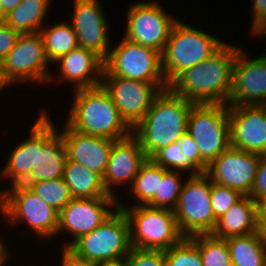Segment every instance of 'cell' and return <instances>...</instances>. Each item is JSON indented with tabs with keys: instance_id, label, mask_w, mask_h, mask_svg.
<instances>
[{
	"instance_id": "cell-1",
	"label": "cell",
	"mask_w": 266,
	"mask_h": 266,
	"mask_svg": "<svg viewBox=\"0 0 266 266\" xmlns=\"http://www.w3.org/2000/svg\"><path fill=\"white\" fill-rule=\"evenodd\" d=\"M224 43L208 59L187 69L169 87L194 104L227 103L239 48Z\"/></svg>"
},
{
	"instance_id": "cell-2",
	"label": "cell",
	"mask_w": 266,
	"mask_h": 266,
	"mask_svg": "<svg viewBox=\"0 0 266 266\" xmlns=\"http://www.w3.org/2000/svg\"><path fill=\"white\" fill-rule=\"evenodd\" d=\"M193 104L178 96L170 87L155 98L151 108L132 129L147 158H151L162 147L177 142L187 131Z\"/></svg>"
},
{
	"instance_id": "cell-3",
	"label": "cell",
	"mask_w": 266,
	"mask_h": 266,
	"mask_svg": "<svg viewBox=\"0 0 266 266\" xmlns=\"http://www.w3.org/2000/svg\"><path fill=\"white\" fill-rule=\"evenodd\" d=\"M66 124L73 130L112 140H121L132 134V128L121 117L109 93L102 85L77 89Z\"/></svg>"
},
{
	"instance_id": "cell-4",
	"label": "cell",
	"mask_w": 266,
	"mask_h": 266,
	"mask_svg": "<svg viewBox=\"0 0 266 266\" xmlns=\"http://www.w3.org/2000/svg\"><path fill=\"white\" fill-rule=\"evenodd\" d=\"M224 43L208 32L177 20L161 54L167 85L170 86L187 69L208 59Z\"/></svg>"
},
{
	"instance_id": "cell-5",
	"label": "cell",
	"mask_w": 266,
	"mask_h": 266,
	"mask_svg": "<svg viewBox=\"0 0 266 266\" xmlns=\"http://www.w3.org/2000/svg\"><path fill=\"white\" fill-rule=\"evenodd\" d=\"M120 201L118 207L129 221L132 248L164 251L184 238L173 210L137 204L130 208Z\"/></svg>"
},
{
	"instance_id": "cell-6",
	"label": "cell",
	"mask_w": 266,
	"mask_h": 266,
	"mask_svg": "<svg viewBox=\"0 0 266 266\" xmlns=\"http://www.w3.org/2000/svg\"><path fill=\"white\" fill-rule=\"evenodd\" d=\"M93 231L82 235L69 249L92 263L126 257L130 251V225L127 215L117 207Z\"/></svg>"
},
{
	"instance_id": "cell-7",
	"label": "cell",
	"mask_w": 266,
	"mask_h": 266,
	"mask_svg": "<svg viewBox=\"0 0 266 266\" xmlns=\"http://www.w3.org/2000/svg\"><path fill=\"white\" fill-rule=\"evenodd\" d=\"M227 103L193 104L187 132L198 144L200 158L209 165L230 147V124Z\"/></svg>"
},
{
	"instance_id": "cell-8",
	"label": "cell",
	"mask_w": 266,
	"mask_h": 266,
	"mask_svg": "<svg viewBox=\"0 0 266 266\" xmlns=\"http://www.w3.org/2000/svg\"><path fill=\"white\" fill-rule=\"evenodd\" d=\"M211 179L205 174L189 176L181 189L174 214L184 237L211 234L217 220L211 207Z\"/></svg>"
},
{
	"instance_id": "cell-9",
	"label": "cell",
	"mask_w": 266,
	"mask_h": 266,
	"mask_svg": "<svg viewBox=\"0 0 266 266\" xmlns=\"http://www.w3.org/2000/svg\"><path fill=\"white\" fill-rule=\"evenodd\" d=\"M102 76H120L153 84H167L162 71L161 53L125 37L111 48L104 60Z\"/></svg>"
},
{
	"instance_id": "cell-10",
	"label": "cell",
	"mask_w": 266,
	"mask_h": 266,
	"mask_svg": "<svg viewBox=\"0 0 266 266\" xmlns=\"http://www.w3.org/2000/svg\"><path fill=\"white\" fill-rule=\"evenodd\" d=\"M124 37L163 53L171 29L178 19L167 15L158 1H138L129 7Z\"/></svg>"
},
{
	"instance_id": "cell-11",
	"label": "cell",
	"mask_w": 266,
	"mask_h": 266,
	"mask_svg": "<svg viewBox=\"0 0 266 266\" xmlns=\"http://www.w3.org/2000/svg\"><path fill=\"white\" fill-rule=\"evenodd\" d=\"M3 64L5 73L13 84L20 81L49 83L51 80H57L48 71L50 62L46 57L43 38L39 32L20 34Z\"/></svg>"
},
{
	"instance_id": "cell-12",
	"label": "cell",
	"mask_w": 266,
	"mask_h": 266,
	"mask_svg": "<svg viewBox=\"0 0 266 266\" xmlns=\"http://www.w3.org/2000/svg\"><path fill=\"white\" fill-rule=\"evenodd\" d=\"M101 85L132 129L145 116L161 91L169 88L167 84L147 83L120 76H102Z\"/></svg>"
},
{
	"instance_id": "cell-13",
	"label": "cell",
	"mask_w": 266,
	"mask_h": 266,
	"mask_svg": "<svg viewBox=\"0 0 266 266\" xmlns=\"http://www.w3.org/2000/svg\"><path fill=\"white\" fill-rule=\"evenodd\" d=\"M7 189V221L25 222L42 238L56 236L59 212L34 194L26 185L15 184Z\"/></svg>"
},
{
	"instance_id": "cell-14",
	"label": "cell",
	"mask_w": 266,
	"mask_h": 266,
	"mask_svg": "<svg viewBox=\"0 0 266 266\" xmlns=\"http://www.w3.org/2000/svg\"><path fill=\"white\" fill-rule=\"evenodd\" d=\"M38 117L35 168L23 182L59 179L64 175L67 152L63 135L46 112H41Z\"/></svg>"
},
{
	"instance_id": "cell-15",
	"label": "cell",
	"mask_w": 266,
	"mask_h": 266,
	"mask_svg": "<svg viewBox=\"0 0 266 266\" xmlns=\"http://www.w3.org/2000/svg\"><path fill=\"white\" fill-rule=\"evenodd\" d=\"M261 155L229 147L214 159L205 174L212 182L250 196Z\"/></svg>"
},
{
	"instance_id": "cell-16",
	"label": "cell",
	"mask_w": 266,
	"mask_h": 266,
	"mask_svg": "<svg viewBox=\"0 0 266 266\" xmlns=\"http://www.w3.org/2000/svg\"><path fill=\"white\" fill-rule=\"evenodd\" d=\"M118 207L116 197L73 198L58 216V231L70 232L72 242L66 243L64 248H69L77 239L97 228L114 211L109 208ZM109 207V208H108Z\"/></svg>"
},
{
	"instance_id": "cell-17",
	"label": "cell",
	"mask_w": 266,
	"mask_h": 266,
	"mask_svg": "<svg viewBox=\"0 0 266 266\" xmlns=\"http://www.w3.org/2000/svg\"><path fill=\"white\" fill-rule=\"evenodd\" d=\"M244 52L237 51L227 105H266V57L248 59Z\"/></svg>"
},
{
	"instance_id": "cell-18",
	"label": "cell",
	"mask_w": 266,
	"mask_h": 266,
	"mask_svg": "<svg viewBox=\"0 0 266 266\" xmlns=\"http://www.w3.org/2000/svg\"><path fill=\"white\" fill-rule=\"evenodd\" d=\"M230 147L266 155V105L228 107Z\"/></svg>"
},
{
	"instance_id": "cell-19",
	"label": "cell",
	"mask_w": 266,
	"mask_h": 266,
	"mask_svg": "<svg viewBox=\"0 0 266 266\" xmlns=\"http://www.w3.org/2000/svg\"><path fill=\"white\" fill-rule=\"evenodd\" d=\"M73 29L78 45L98 54L105 60L111 48L109 25L98 0H73ZM102 9V10H101Z\"/></svg>"
},
{
	"instance_id": "cell-20",
	"label": "cell",
	"mask_w": 266,
	"mask_h": 266,
	"mask_svg": "<svg viewBox=\"0 0 266 266\" xmlns=\"http://www.w3.org/2000/svg\"><path fill=\"white\" fill-rule=\"evenodd\" d=\"M147 156L142 150L139 140L131 134L130 136L116 140L111 148L107 167L102 176L103 185L107 193L113 197L114 185H124L127 182L131 185L141 165L146 161Z\"/></svg>"
},
{
	"instance_id": "cell-21",
	"label": "cell",
	"mask_w": 266,
	"mask_h": 266,
	"mask_svg": "<svg viewBox=\"0 0 266 266\" xmlns=\"http://www.w3.org/2000/svg\"><path fill=\"white\" fill-rule=\"evenodd\" d=\"M61 132L66 145L67 158L103 176L115 140L82 134L67 124Z\"/></svg>"
},
{
	"instance_id": "cell-22",
	"label": "cell",
	"mask_w": 266,
	"mask_h": 266,
	"mask_svg": "<svg viewBox=\"0 0 266 266\" xmlns=\"http://www.w3.org/2000/svg\"><path fill=\"white\" fill-rule=\"evenodd\" d=\"M55 62L60 63L57 79L75 84L74 90L101 85L104 60L94 51L78 46Z\"/></svg>"
},
{
	"instance_id": "cell-23",
	"label": "cell",
	"mask_w": 266,
	"mask_h": 266,
	"mask_svg": "<svg viewBox=\"0 0 266 266\" xmlns=\"http://www.w3.org/2000/svg\"><path fill=\"white\" fill-rule=\"evenodd\" d=\"M259 230L258 203L250 196H243L220 219L213 236L226 239L248 235Z\"/></svg>"
},
{
	"instance_id": "cell-24",
	"label": "cell",
	"mask_w": 266,
	"mask_h": 266,
	"mask_svg": "<svg viewBox=\"0 0 266 266\" xmlns=\"http://www.w3.org/2000/svg\"><path fill=\"white\" fill-rule=\"evenodd\" d=\"M63 179L69 187L72 198L113 197L107 193L100 174L68 158Z\"/></svg>"
},
{
	"instance_id": "cell-25",
	"label": "cell",
	"mask_w": 266,
	"mask_h": 266,
	"mask_svg": "<svg viewBox=\"0 0 266 266\" xmlns=\"http://www.w3.org/2000/svg\"><path fill=\"white\" fill-rule=\"evenodd\" d=\"M36 148L37 121L30 131V137L15 146L0 176L11 178L12 185L21 184L30 175L32 168H35Z\"/></svg>"
},
{
	"instance_id": "cell-26",
	"label": "cell",
	"mask_w": 266,
	"mask_h": 266,
	"mask_svg": "<svg viewBox=\"0 0 266 266\" xmlns=\"http://www.w3.org/2000/svg\"><path fill=\"white\" fill-rule=\"evenodd\" d=\"M51 0H22L11 10L5 23L20 34L37 33L41 30Z\"/></svg>"
},
{
	"instance_id": "cell-27",
	"label": "cell",
	"mask_w": 266,
	"mask_h": 266,
	"mask_svg": "<svg viewBox=\"0 0 266 266\" xmlns=\"http://www.w3.org/2000/svg\"><path fill=\"white\" fill-rule=\"evenodd\" d=\"M233 266H263L266 251L258 232L226 238Z\"/></svg>"
},
{
	"instance_id": "cell-28",
	"label": "cell",
	"mask_w": 266,
	"mask_h": 266,
	"mask_svg": "<svg viewBox=\"0 0 266 266\" xmlns=\"http://www.w3.org/2000/svg\"><path fill=\"white\" fill-rule=\"evenodd\" d=\"M39 33L43 38L44 50L50 63H54L79 46L73 27L67 22H58L47 28L42 26Z\"/></svg>"
},
{
	"instance_id": "cell-29",
	"label": "cell",
	"mask_w": 266,
	"mask_h": 266,
	"mask_svg": "<svg viewBox=\"0 0 266 266\" xmlns=\"http://www.w3.org/2000/svg\"><path fill=\"white\" fill-rule=\"evenodd\" d=\"M168 170L147 158L134 178L131 188L137 199V205H146L158 191L159 180Z\"/></svg>"
},
{
	"instance_id": "cell-30",
	"label": "cell",
	"mask_w": 266,
	"mask_h": 266,
	"mask_svg": "<svg viewBox=\"0 0 266 266\" xmlns=\"http://www.w3.org/2000/svg\"><path fill=\"white\" fill-rule=\"evenodd\" d=\"M189 238L198 246L203 266H233L225 239L212 234H198Z\"/></svg>"
},
{
	"instance_id": "cell-31",
	"label": "cell",
	"mask_w": 266,
	"mask_h": 266,
	"mask_svg": "<svg viewBox=\"0 0 266 266\" xmlns=\"http://www.w3.org/2000/svg\"><path fill=\"white\" fill-rule=\"evenodd\" d=\"M44 202L60 212L73 198L63 177L47 181L22 182Z\"/></svg>"
},
{
	"instance_id": "cell-32",
	"label": "cell",
	"mask_w": 266,
	"mask_h": 266,
	"mask_svg": "<svg viewBox=\"0 0 266 266\" xmlns=\"http://www.w3.org/2000/svg\"><path fill=\"white\" fill-rule=\"evenodd\" d=\"M180 171L168 170L159 180L158 191L155 196L146 204L155 208H165L174 210L183 186L182 179L179 176Z\"/></svg>"
},
{
	"instance_id": "cell-33",
	"label": "cell",
	"mask_w": 266,
	"mask_h": 266,
	"mask_svg": "<svg viewBox=\"0 0 266 266\" xmlns=\"http://www.w3.org/2000/svg\"><path fill=\"white\" fill-rule=\"evenodd\" d=\"M164 255L166 266H203L198 246L189 237L164 250Z\"/></svg>"
},
{
	"instance_id": "cell-34",
	"label": "cell",
	"mask_w": 266,
	"mask_h": 266,
	"mask_svg": "<svg viewBox=\"0 0 266 266\" xmlns=\"http://www.w3.org/2000/svg\"><path fill=\"white\" fill-rule=\"evenodd\" d=\"M243 196L235 189L212 182L210 199L215 219H220Z\"/></svg>"
},
{
	"instance_id": "cell-35",
	"label": "cell",
	"mask_w": 266,
	"mask_h": 266,
	"mask_svg": "<svg viewBox=\"0 0 266 266\" xmlns=\"http://www.w3.org/2000/svg\"><path fill=\"white\" fill-rule=\"evenodd\" d=\"M184 153V171L189 176L201 175L206 172L208 165L200 158L198 144L186 131L178 140Z\"/></svg>"
},
{
	"instance_id": "cell-36",
	"label": "cell",
	"mask_w": 266,
	"mask_h": 266,
	"mask_svg": "<svg viewBox=\"0 0 266 266\" xmlns=\"http://www.w3.org/2000/svg\"><path fill=\"white\" fill-rule=\"evenodd\" d=\"M151 159L167 170L184 172V153L179 141L162 147Z\"/></svg>"
},
{
	"instance_id": "cell-37",
	"label": "cell",
	"mask_w": 266,
	"mask_h": 266,
	"mask_svg": "<svg viewBox=\"0 0 266 266\" xmlns=\"http://www.w3.org/2000/svg\"><path fill=\"white\" fill-rule=\"evenodd\" d=\"M126 260L127 266H166L163 250L131 248Z\"/></svg>"
},
{
	"instance_id": "cell-38",
	"label": "cell",
	"mask_w": 266,
	"mask_h": 266,
	"mask_svg": "<svg viewBox=\"0 0 266 266\" xmlns=\"http://www.w3.org/2000/svg\"><path fill=\"white\" fill-rule=\"evenodd\" d=\"M250 197L257 203L266 198V155H262L260 158Z\"/></svg>"
},
{
	"instance_id": "cell-39",
	"label": "cell",
	"mask_w": 266,
	"mask_h": 266,
	"mask_svg": "<svg viewBox=\"0 0 266 266\" xmlns=\"http://www.w3.org/2000/svg\"><path fill=\"white\" fill-rule=\"evenodd\" d=\"M20 33L5 22L0 23V60L3 61L13 49Z\"/></svg>"
},
{
	"instance_id": "cell-40",
	"label": "cell",
	"mask_w": 266,
	"mask_h": 266,
	"mask_svg": "<svg viewBox=\"0 0 266 266\" xmlns=\"http://www.w3.org/2000/svg\"><path fill=\"white\" fill-rule=\"evenodd\" d=\"M63 257H62V266H95V263H92L86 259L78 257L72 250L69 248L63 247Z\"/></svg>"
},
{
	"instance_id": "cell-41",
	"label": "cell",
	"mask_w": 266,
	"mask_h": 266,
	"mask_svg": "<svg viewBox=\"0 0 266 266\" xmlns=\"http://www.w3.org/2000/svg\"><path fill=\"white\" fill-rule=\"evenodd\" d=\"M253 22L251 28L253 29L258 23L266 18V0H253Z\"/></svg>"
},
{
	"instance_id": "cell-42",
	"label": "cell",
	"mask_w": 266,
	"mask_h": 266,
	"mask_svg": "<svg viewBox=\"0 0 266 266\" xmlns=\"http://www.w3.org/2000/svg\"><path fill=\"white\" fill-rule=\"evenodd\" d=\"M22 0H0V6L5 15L16 8Z\"/></svg>"
},
{
	"instance_id": "cell-43",
	"label": "cell",
	"mask_w": 266,
	"mask_h": 266,
	"mask_svg": "<svg viewBox=\"0 0 266 266\" xmlns=\"http://www.w3.org/2000/svg\"><path fill=\"white\" fill-rule=\"evenodd\" d=\"M252 35H257L258 38L259 36H265L264 39L266 38V18L262 20L260 23H258L253 29H251ZM266 41V40H265ZM262 56L266 57V53L262 54Z\"/></svg>"
},
{
	"instance_id": "cell-44",
	"label": "cell",
	"mask_w": 266,
	"mask_h": 266,
	"mask_svg": "<svg viewBox=\"0 0 266 266\" xmlns=\"http://www.w3.org/2000/svg\"><path fill=\"white\" fill-rule=\"evenodd\" d=\"M10 84L13 85L5 73L3 61L0 60V91L4 90L3 88H6Z\"/></svg>"
},
{
	"instance_id": "cell-45",
	"label": "cell",
	"mask_w": 266,
	"mask_h": 266,
	"mask_svg": "<svg viewBox=\"0 0 266 266\" xmlns=\"http://www.w3.org/2000/svg\"><path fill=\"white\" fill-rule=\"evenodd\" d=\"M95 266H127L126 257L116 259V260H109L104 262L96 263Z\"/></svg>"
},
{
	"instance_id": "cell-46",
	"label": "cell",
	"mask_w": 266,
	"mask_h": 266,
	"mask_svg": "<svg viewBox=\"0 0 266 266\" xmlns=\"http://www.w3.org/2000/svg\"><path fill=\"white\" fill-rule=\"evenodd\" d=\"M258 221L266 223V198L258 203Z\"/></svg>"
},
{
	"instance_id": "cell-47",
	"label": "cell",
	"mask_w": 266,
	"mask_h": 266,
	"mask_svg": "<svg viewBox=\"0 0 266 266\" xmlns=\"http://www.w3.org/2000/svg\"><path fill=\"white\" fill-rule=\"evenodd\" d=\"M2 212V216L7 218V190L2 192L0 191V213Z\"/></svg>"
},
{
	"instance_id": "cell-48",
	"label": "cell",
	"mask_w": 266,
	"mask_h": 266,
	"mask_svg": "<svg viewBox=\"0 0 266 266\" xmlns=\"http://www.w3.org/2000/svg\"><path fill=\"white\" fill-rule=\"evenodd\" d=\"M3 238L0 237V266H3L5 264V261H7L6 259L8 258L7 257V254L8 253L6 250V246L4 241L2 240Z\"/></svg>"
},
{
	"instance_id": "cell-49",
	"label": "cell",
	"mask_w": 266,
	"mask_h": 266,
	"mask_svg": "<svg viewBox=\"0 0 266 266\" xmlns=\"http://www.w3.org/2000/svg\"><path fill=\"white\" fill-rule=\"evenodd\" d=\"M258 231L262 240V245L266 251V223H259Z\"/></svg>"
},
{
	"instance_id": "cell-50",
	"label": "cell",
	"mask_w": 266,
	"mask_h": 266,
	"mask_svg": "<svg viewBox=\"0 0 266 266\" xmlns=\"http://www.w3.org/2000/svg\"><path fill=\"white\" fill-rule=\"evenodd\" d=\"M5 19H6V15L4 14L0 6V23L5 22Z\"/></svg>"
}]
</instances>
